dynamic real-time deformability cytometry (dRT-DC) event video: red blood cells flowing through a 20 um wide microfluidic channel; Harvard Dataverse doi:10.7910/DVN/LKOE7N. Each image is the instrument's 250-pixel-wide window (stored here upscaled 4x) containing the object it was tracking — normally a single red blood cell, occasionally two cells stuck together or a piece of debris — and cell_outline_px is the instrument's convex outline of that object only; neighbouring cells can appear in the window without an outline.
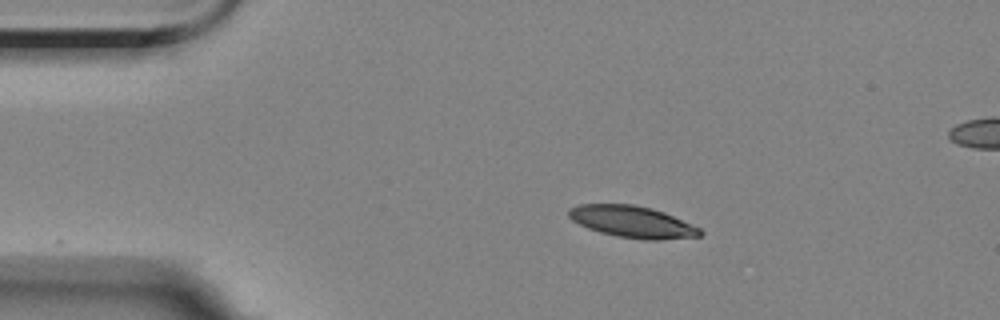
{"species": "Egyptian fruit bat (a non-hibernating species)", "species_latin": "Rousettus aegyptiacus", "temperature_condition": "room temperature", "stored_images_in_passage": 4, "camera_frame_rate_fps": 3000, "um_per_image_px": 0.085, "animal": {"sex": "female"}, "frame": {"image": 1, "passage_image": 2, "time_ms": 1.333, "image_size_px": [1000, 320], "cell_outline_px": [[704, 232], [700, 236], [660, 240], [644, 240], [616, 236], [600, 232], [588, 228], [572, 220], [568, 216], [568, 208], [580, 204], [632, 204], [652, 208], [664, 212], [700, 228]], "centroid_in_image_um": [53.75, 18.85], "position_along_channel_um": 31.3, "area_um2": 24.28}}